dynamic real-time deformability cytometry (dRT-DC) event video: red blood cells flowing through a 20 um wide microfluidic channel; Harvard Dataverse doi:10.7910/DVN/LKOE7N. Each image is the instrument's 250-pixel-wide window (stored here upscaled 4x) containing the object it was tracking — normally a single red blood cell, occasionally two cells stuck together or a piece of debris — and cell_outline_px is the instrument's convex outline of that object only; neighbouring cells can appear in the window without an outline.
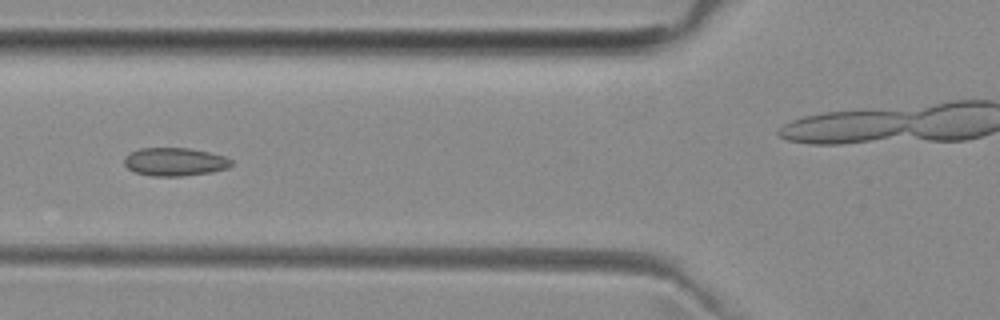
{"species": "common noctule bat (a hibernating species)", "species_latin": "Nyctalus noctula", "temperature_condition": "room temperature", "stored_images_in_passage": 9, "camera_frame_rate_fps": 3000, "um_per_image_px": 0.085, "animal": {"sex": "female", "body_mass_g": 29.2, "forearm_length_mm": 56.3}, "frame": {"image": 1, "passage_image": 6, "time_ms": 5.667, "image_size_px": [1000, 320], "cell_outline_px": [[232, 164], [228, 168], [212, 172], [180, 176], [152, 176], [136, 172], [128, 168], [124, 164], [124, 156], [140, 148], [188, 148], [208, 152], [224, 156], [232, 160]], "centroid_in_image_um": [14.86, 13.75], "position_along_channel_um": 110.9, "area_um2": 17.51}}
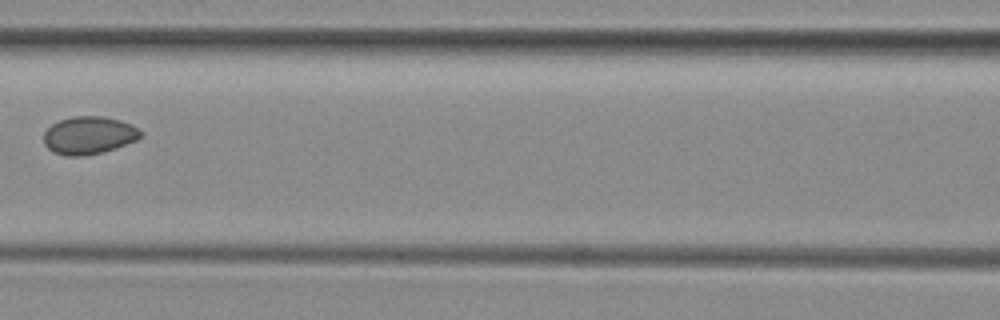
{"frame": {"image": 2, "passage_image": 8, "time_ms": 9.0, "image_size_px": [1000, 320], "cell_outline_px": [[144, 132], [136, 140], [116, 148], [84, 156], [68, 156], [52, 152], [44, 144], [44, 132], [52, 124], [60, 120], [76, 116], [104, 116], [120, 120]], "centroid_in_image_um": [7.53, 11.5], "position_along_channel_um": 159.1, "area_um2": 21.15}}
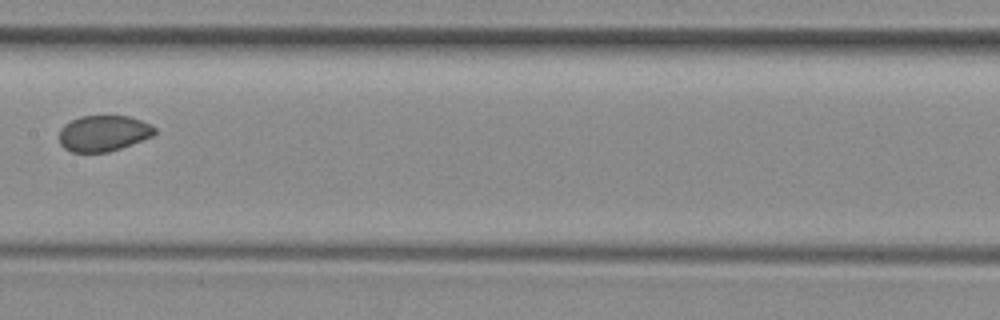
{"frame": {"image": 3, "passage_image": 9, "time_ms": 10.0, "image_size_px": [1000, 320], "cell_outline_px": [[156, 132], [152, 136], [120, 148], [108, 152], [72, 152], [64, 148], [60, 144], [60, 128], [64, 124], [80, 116], [128, 116], [152, 124], [156, 128]], "centroid_in_image_um": [8.79, 11.32], "position_along_channel_um": 198.6, "area_um2": 19.94}}